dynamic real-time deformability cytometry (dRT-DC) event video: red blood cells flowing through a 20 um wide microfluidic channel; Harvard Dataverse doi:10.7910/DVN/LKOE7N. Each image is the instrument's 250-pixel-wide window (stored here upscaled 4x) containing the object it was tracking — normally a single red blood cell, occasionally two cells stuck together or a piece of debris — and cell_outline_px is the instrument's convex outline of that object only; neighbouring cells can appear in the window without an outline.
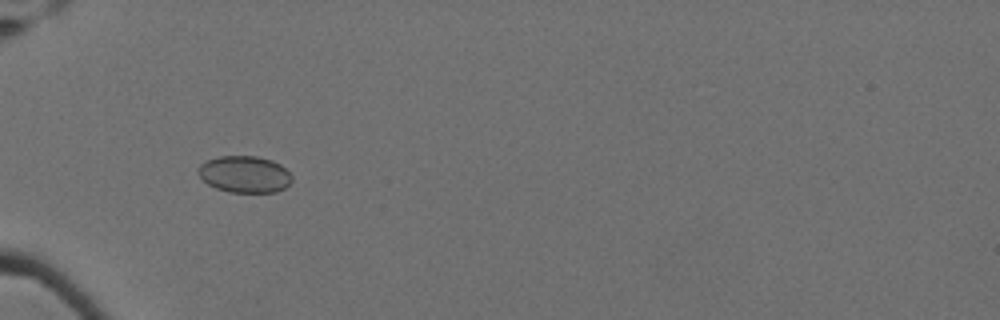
{"species": "Egyptian fruit bat (a non-hibernating species)", "species_latin": "Rousettus aegyptiacus", "temperature_condition": "cold", "stored_images_in_passage": 4, "camera_frame_rate_fps": 3000, "um_per_image_px": 0.085, "animal": {"sex": "female"}, "frame": {"image": 1, "passage_image": 3, "time_ms": 0.667, "image_size_px": [1000, 320], "cell_outline_px": [[292, 180], [284, 188], [276, 192], [228, 192], [216, 188], [208, 184], [196, 172], [196, 168], [200, 164], [208, 160], [220, 156], [256, 156], [272, 160], [280, 164], [292, 176]], "centroid_in_image_um": [20.77, 14.81], "position_along_channel_um": 64.2, "area_um2": 20.06}}